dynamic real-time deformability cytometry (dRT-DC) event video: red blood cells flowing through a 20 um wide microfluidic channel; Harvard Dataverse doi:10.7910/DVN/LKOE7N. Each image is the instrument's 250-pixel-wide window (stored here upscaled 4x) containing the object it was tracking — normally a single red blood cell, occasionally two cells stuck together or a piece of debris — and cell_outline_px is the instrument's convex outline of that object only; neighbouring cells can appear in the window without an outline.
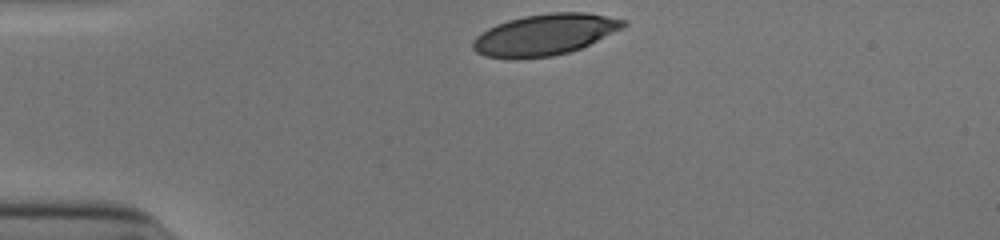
{"species": "human", "species_latin": "Homo sapiens", "temperature_condition": "cold", "stored_images_in_passage": 31, "camera_frame_rate_fps": 3000, "um_per_image_px": 0.085, "donor": {"sex": "male"}, "frame": {"image": 1, "passage_image": 1, "time_ms": 0.0, "image_size_px": [1000, 240], "cell_outline_px": [[628, 24], [624, 28], [580, 48], [568, 52], [552, 56], [516, 60], [484, 56], [476, 52], [472, 48], [472, 40], [480, 32], [496, 24], [508, 20], [524, 16], [552, 12], [584, 12], [628, 20]], "centroid_in_image_um": [46.28, 2.95], "position_along_channel_um": 38.7, "area_um2": 36.47}}
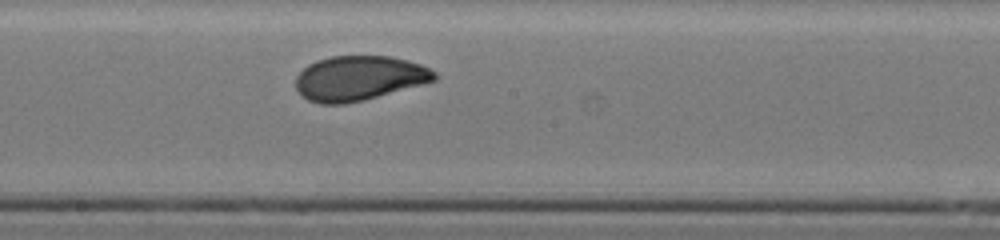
{"frame": {"image": 2, "passage_image": 18, "time_ms": 5.667, "image_size_px": [1000, 240], "cell_outline_px": [[440, 76], [436, 80], [364, 100], [344, 104], [320, 104], [308, 100], [296, 88], [296, 76], [308, 64], [316, 60], [332, 56], [388, 56], [408, 60], [420, 64], [436, 72]], "centroid_in_image_um": [30.52, 6.64], "position_along_channel_um": 217.7, "area_um2": 36.07}}
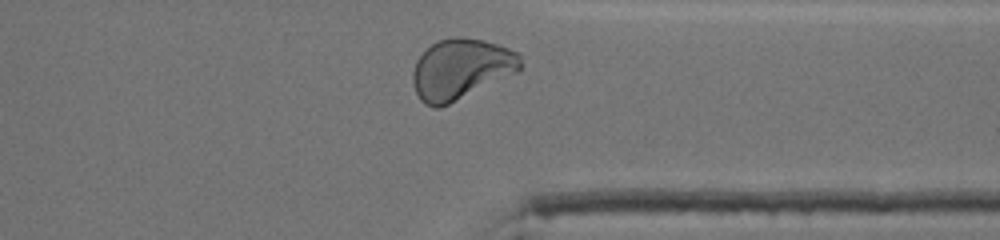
{"frame": {"image": 3, "passage_image": 30, "time_ms": 9.667, "image_size_px": [1000, 240], "cell_outline_px": [[520, 68], [516, 72], [440, 108], [432, 108], [424, 104], [420, 100], [416, 92], [412, 80], [412, 72], [416, 60], [432, 44], [440, 40], [452, 36], [460, 36], [484, 40], [520, 52]], "centroid_in_image_um": [39.15, 5.86], "position_along_channel_um": 372.3, "area_um2": 37.74}, "authors_computed_cell_mechanics": {"area_um2": 36.4718, "velocity_mm_per_s": 3.8926, "shape_relaxation_time_tau1_ms": 4.6254, "shape_relaxation_time_tau2_ms": 1.0041, "deformation_change_tau1": 0.1566, "deformation_change_tau2": 0.0536}}